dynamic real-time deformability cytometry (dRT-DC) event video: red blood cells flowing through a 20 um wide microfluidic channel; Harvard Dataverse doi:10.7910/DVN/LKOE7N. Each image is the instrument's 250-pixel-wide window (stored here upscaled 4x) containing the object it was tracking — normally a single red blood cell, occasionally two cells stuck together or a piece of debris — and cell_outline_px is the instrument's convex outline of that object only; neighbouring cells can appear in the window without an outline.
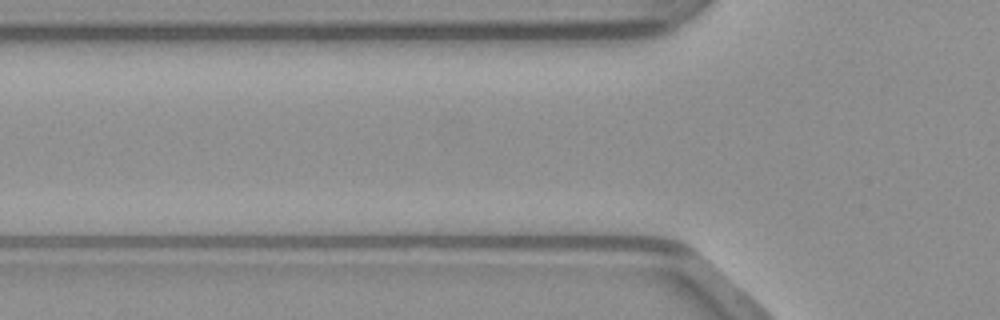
{"species": "common noctule bat (a hibernating species)", "species_latin": "Nyctalus noctula", "temperature_condition": "warm", "stored_images_in_passage": 3, "camera_frame_rate_fps": 3000, "um_per_image_px": 0.085, "animal": {"sex": "male", "body_mass_g": 23.1, "forearm_length_mm": 52.7}, "frame": {"image": 1, "passage_image": 2, "time_ms": 0.333, "image_size_px": [1000, 320], "cell_outline_px": [[700, 284], [512, 264], [652, 264], [680, 268], [692, 276]], "centroid_in_image_um": [53.42, 23.02], "position_along_channel_um": 72.4, "area_um2": 11.56}}